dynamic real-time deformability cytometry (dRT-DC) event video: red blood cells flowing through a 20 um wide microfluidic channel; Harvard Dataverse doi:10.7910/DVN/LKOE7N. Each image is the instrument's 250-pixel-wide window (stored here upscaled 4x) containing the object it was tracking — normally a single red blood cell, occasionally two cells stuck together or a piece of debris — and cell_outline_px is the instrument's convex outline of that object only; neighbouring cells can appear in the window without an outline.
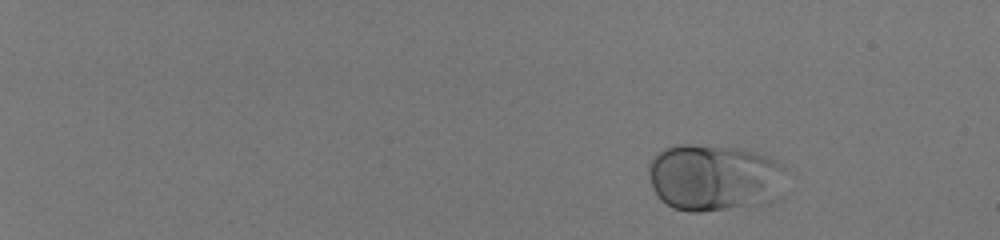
{"species": "human", "species_latin": "Homo sapiens", "temperature_condition": "room temperature", "stored_images_in_passage": 54, "camera_frame_rate_fps": 3000, "um_per_image_px": 0.085, "donor": {"sex": "male"}, "frame": {"image": 1, "passage_image": 8, "time_ms": 2.333, "image_size_px": [1000, 240], "cell_outline_px": [[784, 168], [780, 196], [776, 200], [760, 204], [700, 212], [688, 212], [672, 208], [660, 200], [652, 188], [648, 176], [648, 164], [664, 148], [676, 144], [692, 144], [740, 148], [756, 152], [768, 156], [780, 164]], "centroid_in_image_um": [60.67, 15.1], "position_along_channel_um": 24.3, "area_um2": 53.99}}
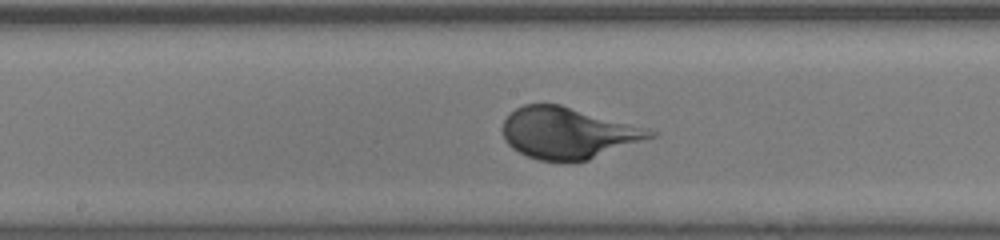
{"frame": {"image": 2, "passage_image": 34, "time_ms": 11.0, "image_size_px": [1000, 240], "cell_outline_px": [[660, 132], [656, 136], [588, 160], [540, 160], [528, 156], [512, 148], [504, 140], [504, 120], [516, 108], [524, 104], [560, 104], [648, 128]], "centroid_in_image_um": [48.31, 11.29], "position_along_channel_um": 199.9, "area_um2": 43.58}}
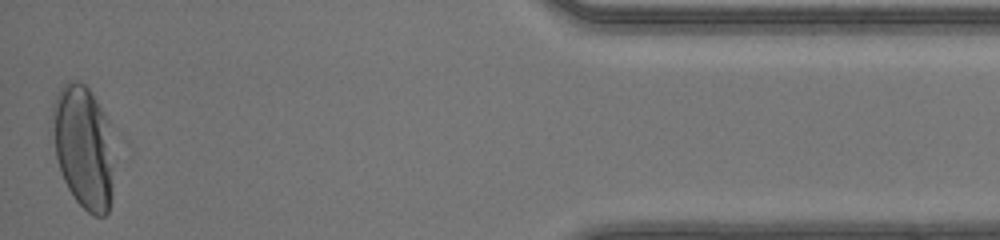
{"frame": {"image": 3, "passage_image": 54, "time_ms": 17.667, "image_size_px": [1000, 240], "cell_outline_px": [[112, 196], [108, 212], [104, 216], [96, 216], [88, 212], [76, 200], [68, 188], [64, 180], [56, 156], [52, 116], [52, 104], [60, 88], [68, 80], [80, 80], [88, 88], [104, 112], [112, 184]], "centroid_in_image_um": [7.03, 12.47], "position_along_channel_um": 428.2, "area_um2": 42.66}}